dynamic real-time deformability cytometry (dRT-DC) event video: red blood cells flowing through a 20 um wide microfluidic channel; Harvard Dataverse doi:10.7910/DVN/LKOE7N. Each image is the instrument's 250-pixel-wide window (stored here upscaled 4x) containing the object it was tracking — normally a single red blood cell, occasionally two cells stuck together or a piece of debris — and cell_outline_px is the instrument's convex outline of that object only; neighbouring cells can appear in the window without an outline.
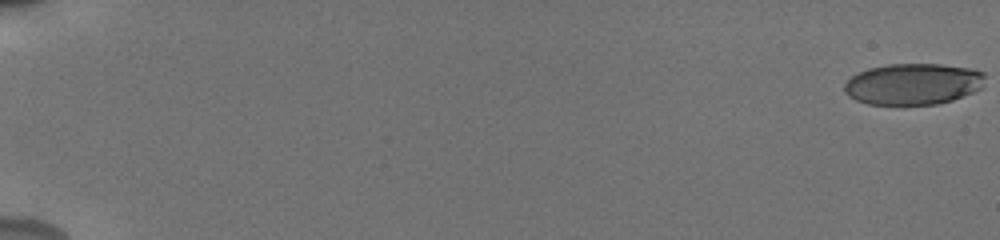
{"species": "human", "species_latin": "Homo sapiens", "temperature_condition": "cold", "stored_images_in_passage": 19, "camera_frame_rate_fps": 3000, "um_per_image_px": 0.085, "donor": {"sex": "male"}, "frame": {"image": 1, "passage_image": 1, "time_ms": 0.0, "image_size_px": [1000, 240], "cell_outline_px": [[984, 76], [980, 88], [972, 92], [952, 100], [936, 104], [868, 104], [856, 100], [848, 96], [844, 92], [844, 84], [852, 76], [868, 68], [888, 64], [940, 64], [972, 68], [984, 72]], "centroid_in_image_um": [77.59, 7.13], "position_along_channel_um": 7.4, "area_um2": 33.7}}
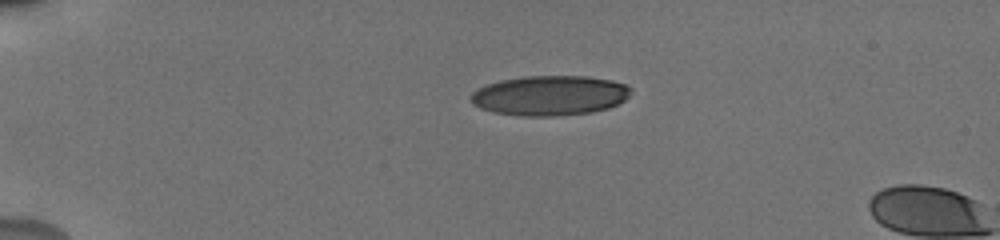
{"frame": {"image": 2, "passage_image": 15, "time_ms": 4.667, "image_size_px": [1000, 240], "cell_outline_px": [[632, 92], [624, 100], [608, 108], [592, 112], [556, 116], [516, 116], [492, 112], [480, 108], [472, 104], [468, 100], [472, 92], [488, 84], [500, 80], [524, 76], [588, 76], [612, 80], [624, 84], [632, 88]], "centroid_in_image_um": [46.71, 8.12], "position_along_channel_um": 38.3, "area_um2": 37.51}}